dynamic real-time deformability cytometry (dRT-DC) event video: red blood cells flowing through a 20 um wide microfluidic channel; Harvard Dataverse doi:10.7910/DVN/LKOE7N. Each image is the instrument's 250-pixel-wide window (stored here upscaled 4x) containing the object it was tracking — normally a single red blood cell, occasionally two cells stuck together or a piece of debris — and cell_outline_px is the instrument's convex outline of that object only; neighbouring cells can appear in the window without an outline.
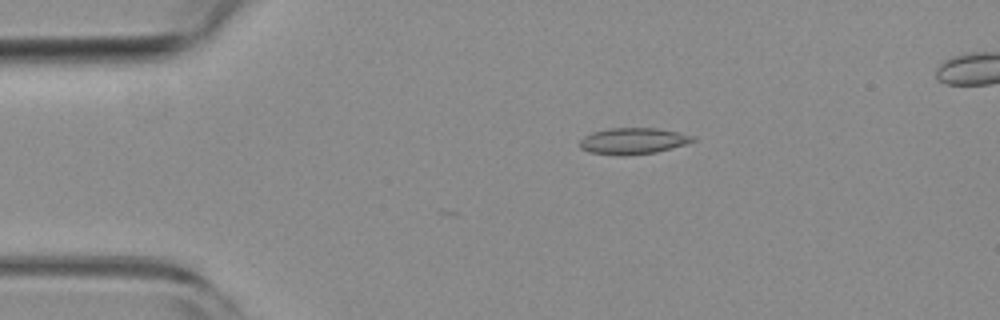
{"species": "common noctule bat (a hibernating species)", "species_latin": "Nyctalus noctula", "temperature_condition": "room temperature", "stored_images_in_passage": 40, "camera_frame_rate_fps": 3000, "um_per_image_px": 0.085, "animal": {"sex": "female", "body_mass_g": 19.3, "forearm_length_mm": 54.1}, "frame": {"image": 1, "passage_image": 6, "time_ms": 1.667, "image_size_px": [1000, 320], "cell_outline_px": [[696, 140], [688, 144], [656, 152], [624, 156], [620, 156], [588, 152], [580, 148], [580, 140], [584, 136], [592, 132], [608, 128], [656, 128], [696, 136]], "centroid_in_image_um": [53.81, 11.99], "position_along_channel_um": 31.2, "area_um2": 17.51}}
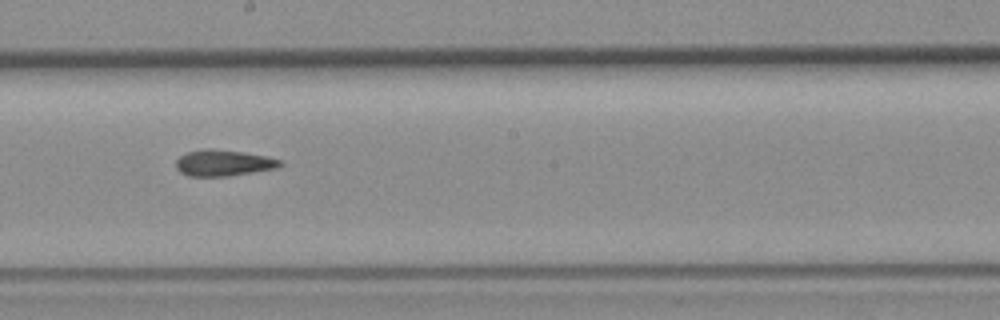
{"frame": {"image": 2, "passage_image": 25, "time_ms": 8.0, "image_size_px": [1000, 320], "cell_outline_px": [[284, 164], [276, 168], [228, 176], [188, 176], [180, 172], [176, 168], [176, 160], [180, 156], [188, 152], [204, 148], [212, 148], [244, 152], [264, 156], [280, 160]], "centroid_in_image_um": [18.96, 13.84], "position_along_channel_um": 229.2, "area_um2": 15.84}}
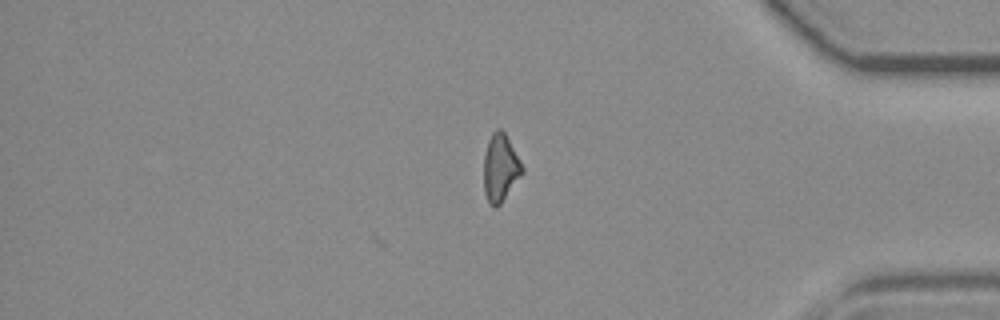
{"frame": {"image": 3, "passage_image": 40, "time_ms": 13.0, "image_size_px": [1000, 320], "cell_outline_px": [[524, 172], [500, 204], [496, 208], [492, 208], [488, 204], [484, 192], [484, 156], [488, 140], [492, 132], [496, 128], [500, 128], [504, 132], [520, 160], [524, 168]], "centroid_in_image_um": [42.52, 14.29], "position_along_channel_um": 392.7, "area_um2": 15.2}, "authors_computed_cell_mechanics": {"area_um2": 16.1262, "velocity_mm_per_s": 3.8478, "shape_relaxation_time_tau1_ms": null, "shape_relaxation_time_tau2_ms": 6.1604, "deformation_change_tau1": null, "deformation_change_tau2": 0.135}}